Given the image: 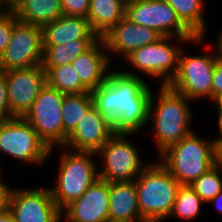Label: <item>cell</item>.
<instances>
[{"instance_id": "6", "label": "cell", "mask_w": 222, "mask_h": 222, "mask_svg": "<svg viewBox=\"0 0 222 222\" xmlns=\"http://www.w3.org/2000/svg\"><path fill=\"white\" fill-rule=\"evenodd\" d=\"M181 45L202 44L204 36H196L191 40L180 37H161L155 43L145 45L130 53L123 61L128 62L133 69H137L142 75L151 79H162L160 85H169L178 71V62L181 46H177L172 41ZM181 47V48H180Z\"/></svg>"}, {"instance_id": "8", "label": "cell", "mask_w": 222, "mask_h": 222, "mask_svg": "<svg viewBox=\"0 0 222 222\" xmlns=\"http://www.w3.org/2000/svg\"><path fill=\"white\" fill-rule=\"evenodd\" d=\"M53 149L48 147L23 117L0 121V152L22 161L23 166L24 163H47L48 157L55 151Z\"/></svg>"}, {"instance_id": "15", "label": "cell", "mask_w": 222, "mask_h": 222, "mask_svg": "<svg viewBox=\"0 0 222 222\" xmlns=\"http://www.w3.org/2000/svg\"><path fill=\"white\" fill-rule=\"evenodd\" d=\"M65 222H109V182L98 179L61 211Z\"/></svg>"}, {"instance_id": "29", "label": "cell", "mask_w": 222, "mask_h": 222, "mask_svg": "<svg viewBox=\"0 0 222 222\" xmlns=\"http://www.w3.org/2000/svg\"><path fill=\"white\" fill-rule=\"evenodd\" d=\"M15 12L10 9L7 13L0 15V56L10 43L14 25L18 22Z\"/></svg>"}, {"instance_id": "32", "label": "cell", "mask_w": 222, "mask_h": 222, "mask_svg": "<svg viewBox=\"0 0 222 222\" xmlns=\"http://www.w3.org/2000/svg\"><path fill=\"white\" fill-rule=\"evenodd\" d=\"M220 92H222V60L216 58L212 78V99Z\"/></svg>"}, {"instance_id": "37", "label": "cell", "mask_w": 222, "mask_h": 222, "mask_svg": "<svg viewBox=\"0 0 222 222\" xmlns=\"http://www.w3.org/2000/svg\"><path fill=\"white\" fill-rule=\"evenodd\" d=\"M208 203L215 204L216 210L222 214V190Z\"/></svg>"}, {"instance_id": "27", "label": "cell", "mask_w": 222, "mask_h": 222, "mask_svg": "<svg viewBox=\"0 0 222 222\" xmlns=\"http://www.w3.org/2000/svg\"><path fill=\"white\" fill-rule=\"evenodd\" d=\"M203 204L205 203L190 185H181L177 191L169 218L177 216L181 220L190 222L201 214Z\"/></svg>"}, {"instance_id": "42", "label": "cell", "mask_w": 222, "mask_h": 222, "mask_svg": "<svg viewBox=\"0 0 222 222\" xmlns=\"http://www.w3.org/2000/svg\"><path fill=\"white\" fill-rule=\"evenodd\" d=\"M62 217H60L56 222H62Z\"/></svg>"}, {"instance_id": "35", "label": "cell", "mask_w": 222, "mask_h": 222, "mask_svg": "<svg viewBox=\"0 0 222 222\" xmlns=\"http://www.w3.org/2000/svg\"><path fill=\"white\" fill-rule=\"evenodd\" d=\"M0 222H15L14 216L7 207L0 212Z\"/></svg>"}, {"instance_id": "25", "label": "cell", "mask_w": 222, "mask_h": 222, "mask_svg": "<svg viewBox=\"0 0 222 222\" xmlns=\"http://www.w3.org/2000/svg\"><path fill=\"white\" fill-rule=\"evenodd\" d=\"M98 39H78L71 42L43 46L42 66H60L70 64L80 54L87 51Z\"/></svg>"}, {"instance_id": "31", "label": "cell", "mask_w": 222, "mask_h": 222, "mask_svg": "<svg viewBox=\"0 0 222 222\" xmlns=\"http://www.w3.org/2000/svg\"><path fill=\"white\" fill-rule=\"evenodd\" d=\"M14 118L7 99L5 71H0V121Z\"/></svg>"}, {"instance_id": "23", "label": "cell", "mask_w": 222, "mask_h": 222, "mask_svg": "<svg viewBox=\"0 0 222 222\" xmlns=\"http://www.w3.org/2000/svg\"><path fill=\"white\" fill-rule=\"evenodd\" d=\"M180 21L195 35L206 37L205 0H165Z\"/></svg>"}, {"instance_id": "12", "label": "cell", "mask_w": 222, "mask_h": 222, "mask_svg": "<svg viewBox=\"0 0 222 222\" xmlns=\"http://www.w3.org/2000/svg\"><path fill=\"white\" fill-rule=\"evenodd\" d=\"M43 54L42 27L18 21L14 25L10 43L0 56V71L42 65Z\"/></svg>"}, {"instance_id": "16", "label": "cell", "mask_w": 222, "mask_h": 222, "mask_svg": "<svg viewBox=\"0 0 222 222\" xmlns=\"http://www.w3.org/2000/svg\"><path fill=\"white\" fill-rule=\"evenodd\" d=\"M161 37L154 29L135 24L124 16L102 39L112 62L110 53L125 59L134 50L155 43Z\"/></svg>"}, {"instance_id": "41", "label": "cell", "mask_w": 222, "mask_h": 222, "mask_svg": "<svg viewBox=\"0 0 222 222\" xmlns=\"http://www.w3.org/2000/svg\"><path fill=\"white\" fill-rule=\"evenodd\" d=\"M137 222H151V221L143 219V220H140V221H137Z\"/></svg>"}, {"instance_id": "2", "label": "cell", "mask_w": 222, "mask_h": 222, "mask_svg": "<svg viewBox=\"0 0 222 222\" xmlns=\"http://www.w3.org/2000/svg\"><path fill=\"white\" fill-rule=\"evenodd\" d=\"M159 94L154 103L155 96L150 99L149 120L153 119L152 133L155 146L160 155L168 147L179 142L191 134L192 110L189 103L193 102L183 94L175 91L169 85H159Z\"/></svg>"}, {"instance_id": "17", "label": "cell", "mask_w": 222, "mask_h": 222, "mask_svg": "<svg viewBox=\"0 0 222 222\" xmlns=\"http://www.w3.org/2000/svg\"><path fill=\"white\" fill-rule=\"evenodd\" d=\"M113 134L102 114L92 106L68 135L61 149L96 153Z\"/></svg>"}, {"instance_id": "3", "label": "cell", "mask_w": 222, "mask_h": 222, "mask_svg": "<svg viewBox=\"0 0 222 222\" xmlns=\"http://www.w3.org/2000/svg\"><path fill=\"white\" fill-rule=\"evenodd\" d=\"M141 217L151 222L169 219L181 184L158 160L134 180Z\"/></svg>"}, {"instance_id": "36", "label": "cell", "mask_w": 222, "mask_h": 222, "mask_svg": "<svg viewBox=\"0 0 222 222\" xmlns=\"http://www.w3.org/2000/svg\"><path fill=\"white\" fill-rule=\"evenodd\" d=\"M216 47L214 49L216 57L220 60H222V30L220 31V33H218V38L216 41Z\"/></svg>"}, {"instance_id": "30", "label": "cell", "mask_w": 222, "mask_h": 222, "mask_svg": "<svg viewBox=\"0 0 222 222\" xmlns=\"http://www.w3.org/2000/svg\"><path fill=\"white\" fill-rule=\"evenodd\" d=\"M63 14L87 18L90 0H61Z\"/></svg>"}, {"instance_id": "24", "label": "cell", "mask_w": 222, "mask_h": 222, "mask_svg": "<svg viewBox=\"0 0 222 222\" xmlns=\"http://www.w3.org/2000/svg\"><path fill=\"white\" fill-rule=\"evenodd\" d=\"M47 84L65 95L91 92L80 80L73 65L43 66Z\"/></svg>"}, {"instance_id": "22", "label": "cell", "mask_w": 222, "mask_h": 222, "mask_svg": "<svg viewBox=\"0 0 222 222\" xmlns=\"http://www.w3.org/2000/svg\"><path fill=\"white\" fill-rule=\"evenodd\" d=\"M127 0H90L87 19L93 32L102 38L124 16Z\"/></svg>"}, {"instance_id": "33", "label": "cell", "mask_w": 222, "mask_h": 222, "mask_svg": "<svg viewBox=\"0 0 222 222\" xmlns=\"http://www.w3.org/2000/svg\"><path fill=\"white\" fill-rule=\"evenodd\" d=\"M11 186L4 181V179H0V212L3 211L7 207V199L8 193Z\"/></svg>"}, {"instance_id": "34", "label": "cell", "mask_w": 222, "mask_h": 222, "mask_svg": "<svg viewBox=\"0 0 222 222\" xmlns=\"http://www.w3.org/2000/svg\"><path fill=\"white\" fill-rule=\"evenodd\" d=\"M214 166L222 171V140L214 141Z\"/></svg>"}, {"instance_id": "7", "label": "cell", "mask_w": 222, "mask_h": 222, "mask_svg": "<svg viewBox=\"0 0 222 222\" xmlns=\"http://www.w3.org/2000/svg\"><path fill=\"white\" fill-rule=\"evenodd\" d=\"M128 135L131 133H114L96 152L102 159L98 164L99 179L109 183L134 181L149 165L140 157L142 149L127 139Z\"/></svg>"}, {"instance_id": "18", "label": "cell", "mask_w": 222, "mask_h": 222, "mask_svg": "<svg viewBox=\"0 0 222 222\" xmlns=\"http://www.w3.org/2000/svg\"><path fill=\"white\" fill-rule=\"evenodd\" d=\"M110 63L112 62L102 38L71 62L80 80L90 91L106 82L113 70L110 69Z\"/></svg>"}, {"instance_id": "14", "label": "cell", "mask_w": 222, "mask_h": 222, "mask_svg": "<svg viewBox=\"0 0 222 222\" xmlns=\"http://www.w3.org/2000/svg\"><path fill=\"white\" fill-rule=\"evenodd\" d=\"M5 75L11 113L14 117H23L46 85V71L37 65L5 71Z\"/></svg>"}, {"instance_id": "26", "label": "cell", "mask_w": 222, "mask_h": 222, "mask_svg": "<svg viewBox=\"0 0 222 222\" xmlns=\"http://www.w3.org/2000/svg\"><path fill=\"white\" fill-rule=\"evenodd\" d=\"M93 106L91 92L64 95L62 104L63 130L69 135L83 115Z\"/></svg>"}, {"instance_id": "11", "label": "cell", "mask_w": 222, "mask_h": 222, "mask_svg": "<svg viewBox=\"0 0 222 222\" xmlns=\"http://www.w3.org/2000/svg\"><path fill=\"white\" fill-rule=\"evenodd\" d=\"M125 16L133 23L149 27L162 37H196L177 17L165 0H127Z\"/></svg>"}, {"instance_id": "28", "label": "cell", "mask_w": 222, "mask_h": 222, "mask_svg": "<svg viewBox=\"0 0 222 222\" xmlns=\"http://www.w3.org/2000/svg\"><path fill=\"white\" fill-rule=\"evenodd\" d=\"M189 185L206 204L222 190V171L214 166Z\"/></svg>"}, {"instance_id": "20", "label": "cell", "mask_w": 222, "mask_h": 222, "mask_svg": "<svg viewBox=\"0 0 222 222\" xmlns=\"http://www.w3.org/2000/svg\"><path fill=\"white\" fill-rule=\"evenodd\" d=\"M143 220L138 206L135 181L109 183V222Z\"/></svg>"}, {"instance_id": "9", "label": "cell", "mask_w": 222, "mask_h": 222, "mask_svg": "<svg viewBox=\"0 0 222 222\" xmlns=\"http://www.w3.org/2000/svg\"><path fill=\"white\" fill-rule=\"evenodd\" d=\"M64 95L46 83L31 109L23 116L50 149L56 145L63 147L67 141L62 122Z\"/></svg>"}, {"instance_id": "4", "label": "cell", "mask_w": 222, "mask_h": 222, "mask_svg": "<svg viewBox=\"0 0 222 222\" xmlns=\"http://www.w3.org/2000/svg\"><path fill=\"white\" fill-rule=\"evenodd\" d=\"M158 157L181 185H189L214 167V140H205L193 131Z\"/></svg>"}, {"instance_id": "21", "label": "cell", "mask_w": 222, "mask_h": 222, "mask_svg": "<svg viewBox=\"0 0 222 222\" xmlns=\"http://www.w3.org/2000/svg\"><path fill=\"white\" fill-rule=\"evenodd\" d=\"M11 9L20 22L39 27L64 15L61 0H11Z\"/></svg>"}, {"instance_id": "40", "label": "cell", "mask_w": 222, "mask_h": 222, "mask_svg": "<svg viewBox=\"0 0 222 222\" xmlns=\"http://www.w3.org/2000/svg\"><path fill=\"white\" fill-rule=\"evenodd\" d=\"M213 104L217 106V109H222V92L218 93L212 100Z\"/></svg>"}, {"instance_id": "1", "label": "cell", "mask_w": 222, "mask_h": 222, "mask_svg": "<svg viewBox=\"0 0 222 222\" xmlns=\"http://www.w3.org/2000/svg\"><path fill=\"white\" fill-rule=\"evenodd\" d=\"M143 79L132 70H111L106 82L91 91L93 106L113 133L138 134L149 122L153 91Z\"/></svg>"}, {"instance_id": "43", "label": "cell", "mask_w": 222, "mask_h": 222, "mask_svg": "<svg viewBox=\"0 0 222 222\" xmlns=\"http://www.w3.org/2000/svg\"><path fill=\"white\" fill-rule=\"evenodd\" d=\"M1 171H2V168L0 167V179H2V178H1V175H2V174H1L2 172H1Z\"/></svg>"}, {"instance_id": "38", "label": "cell", "mask_w": 222, "mask_h": 222, "mask_svg": "<svg viewBox=\"0 0 222 222\" xmlns=\"http://www.w3.org/2000/svg\"><path fill=\"white\" fill-rule=\"evenodd\" d=\"M218 115H217V128H218V135L219 137H216V139H213L214 141H221L222 140V109H218Z\"/></svg>"}, {"instance_id": "39", "label": "cell", "mask_w": 222, "mask_h": 222, "mask_svg": "<svg viewBox=\"0 0 222 222\" xmlns=\"http://www.w3.org/2000/svg\"><path fill=\"white\" fill-rule=\"evenodd\" d=\"M11 9V0H0V15L7 13Z\"/></svg>"}, {"instance_id": "13", "label": "cell", "mask_w": 222, "mask_h": 222, "mask_svg": "<svg viewBox=\"0 0 222 222\" xmlns=\"http://www.w3.org/2000/svg\"><path fill=\"white\" fill-rule=\"evenodd\" d=\"M7 208L15 222H56L61 217L49 187L25 190L10 187Z\"/></svg>"}, {"instance_id": "19", "label": "cell", "mask_w": 222, "mask_h": 222, "mask_svg": "<svg viewBox=\"0 0 222 222\" xmlns=\"http://www.w3.org/2000/svg\"><path fill=\"white\" fill-rule=\"evenodd\" d=\"M43 46L59 45L78 39H99L89 20L84 17L66 16L42 27Z\"/></svg>"}, {"instance_id": "5", "label": "cell", "mask_w": 222, "mask_h": 222, "mask_svg": "<svg viewBox=\"0 0 222 222\" xmlns=\"http://www.w3.org/2000/svg\"><path fill=\"white\" fill-rule=\"evenodd\" d=\"M95 156L97 155L94 152L68 149L61 152L57 183L49 187L52 198L60 211L77 200L99 179L98 165L94 162Z\"/></svg>"}, {"instance_id": "10", "label": "cell", "mask_w": 222, "mask_h": 222, "mask_svg": "<svg viewBox=\"0 0 222 222\" xmlns=\"http://www.w3.org/2000/svg\"><path fill=\"white\" fill-rule=\"evenodd\" d=\"M216 58L214 53L185 56L181 49L178 71L169 86L193 102L200 98L212 100V78Z\"/></svg>"}]
</instances>
